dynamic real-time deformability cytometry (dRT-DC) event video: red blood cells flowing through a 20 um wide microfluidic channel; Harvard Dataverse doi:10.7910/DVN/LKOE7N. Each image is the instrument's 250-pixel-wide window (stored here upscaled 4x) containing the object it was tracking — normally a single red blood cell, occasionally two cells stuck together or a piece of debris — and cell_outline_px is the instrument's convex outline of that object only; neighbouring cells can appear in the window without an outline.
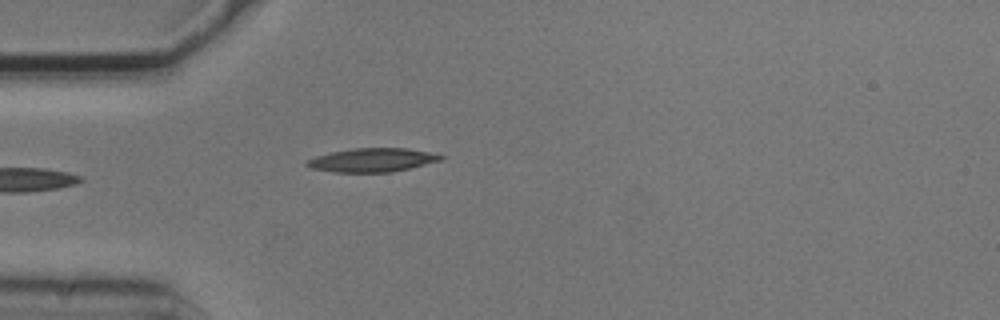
{"species": "common noctule bat (a hibernating species)", "species_latin": "Nyctalus noctula", "temperature_condition": "cold", "stored_images_in_passage": 5, "camera_frame_rate_fps": 3000, "um_per_image_px": 0.085, "animal": {"sex": "male", "body_mass_g": 20.5, "forearm_length_mm": 52.5}, "frame": {"image": 1, "passage_image": 5, "time_ms": 1.333, "image_size_px": [1000, 320], "cell_outline_px": [[444, 160], [392, 172], [332, 172], [308, 168], [304, 164], [308, 160], [316, 156], [332, 152], [352, 148], [408, 148], [428, 152], [444, 156]], "centroid_in_image_um": [31.63, 13.61], "position_along_channel_um": 53.4, "area_um2": 18.55}}